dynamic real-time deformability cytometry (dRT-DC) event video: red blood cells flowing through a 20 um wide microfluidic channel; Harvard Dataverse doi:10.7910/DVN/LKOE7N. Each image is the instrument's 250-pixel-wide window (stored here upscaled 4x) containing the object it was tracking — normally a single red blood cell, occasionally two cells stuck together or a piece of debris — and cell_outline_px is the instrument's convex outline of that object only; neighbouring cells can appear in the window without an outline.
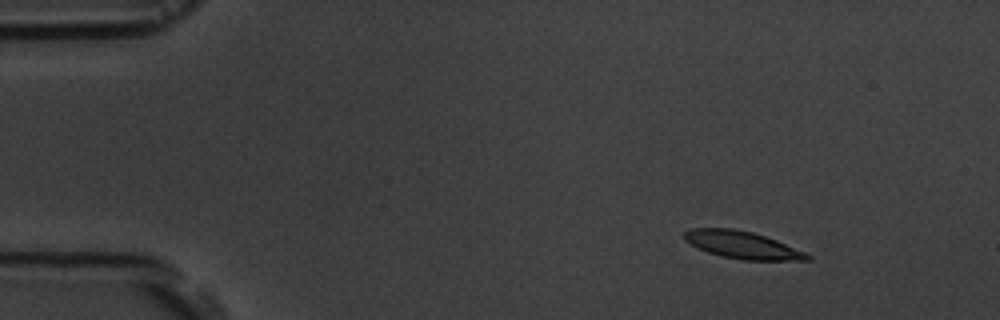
{"species": "common noctule bat (a hibernating species)", "species_latin": "Nyctalus noctula", "temperature_condition": "room temperature", "stored_images_in_passage": 3, "camera_frame_rate_fps": 3000, "um_per_image_px": 0.085, "animal": {"sex": "male", "body_mass_g": 19.5, "forearm_length_mm": 54.6}, "frame": {"image": 1, "passage_image": 1, "time_ms": 0.0, "image_size_px": [1000, 320], "cell_outline_px": [[812, 260], [744, 260], [720, 256], [696, 248], [684, 240], [684, 232], [688, 228], [732, 228], [752, 232], [776, 240], [804, 252], [812, 256]], "centroid_in_image_um": [63.05, 20.82], "position_along_channel_um": 22.0, "area_um2": 19.59}}